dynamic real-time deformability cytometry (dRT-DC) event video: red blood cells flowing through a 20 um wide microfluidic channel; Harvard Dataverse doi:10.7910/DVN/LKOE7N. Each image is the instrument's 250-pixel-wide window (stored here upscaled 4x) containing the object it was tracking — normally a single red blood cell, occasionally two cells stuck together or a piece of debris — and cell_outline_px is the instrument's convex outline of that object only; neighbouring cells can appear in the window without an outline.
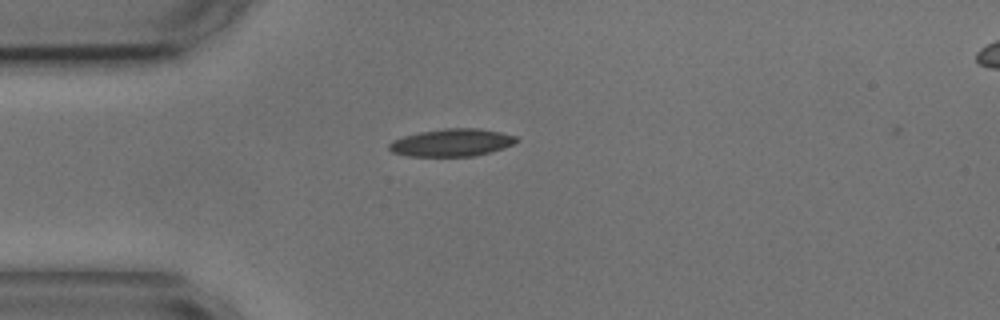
{"species": "common noctule bat (a hibernating species)", "species_latin": "Nyctalus noctula", "temperature_condition": "cold", "stored_images_in_passage": 44, "camera_frame_rate_fps": 3000, "um_per_image_px": 0.085, "animal": {"sex": "male", "body_mass_g": 17.9, "forearm_length_mm": 54.2}, "frame": {"image": 1, "passage_image": 3, "time_ms": 0.667, "image_size_px": [1000, 320], "cell_outline_px": [[520, 140], [504, 148], [476, 156], [408, 156], [392, 152], [388, 148], [388, 144], [392, 140], [404, 136], [420, 132], [444, 128], [480, 128], [500, 132], [516, 136]], "centroid_in_image_um": [38.4, 12.12], "position_along_channel_um": 46.6, "area_um2": 20.52}}
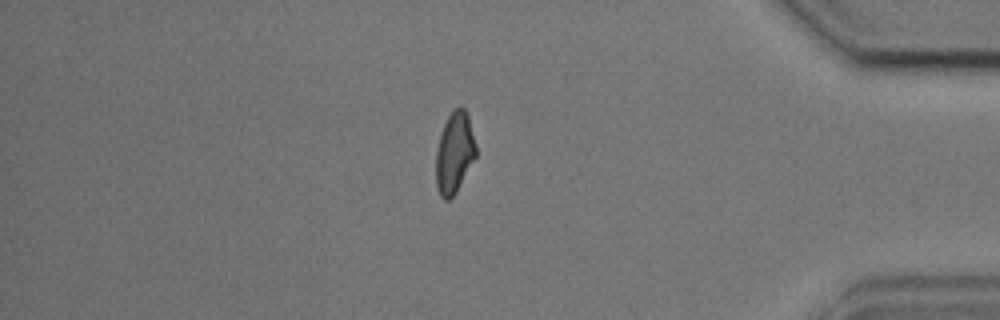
{"frame": {"image": 2, "passage_image": 36, "time_ms": 11.667, "image_size_px": [1000, 320], "cell_outline_px": [[476, 156], [456, 192], [448, 200], [444, 200], [440, 196], [436, 184], [436, 152], [440, 132], [448, 116], [460, 104], [464, 108], [468, 116], [476, 144]], "centroid_in_image_um": [38.62, 12.97], "position_along_channel_um": 396.6, "area_um2": 18.84}}
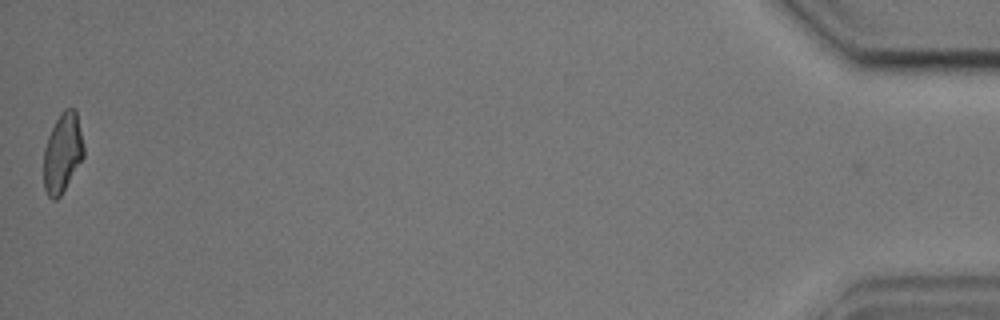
{"frame": {"image": 3, "passage_image": 44, "time_ms": 14.333, "image_size_px": [1000, 320], "cell_outline_px": [[84, 156], [60, 196], [56, 200], [52, 200], [48, 196], [44, 188], [44, 148], [48, 136], [60, 112], [64, 108], [76, 108], [84, 148]], "centroid_in_image_um": [5.31, 12.97], "position_along_channel_um": 429.9, "area_um2": 18.5}, "authors_computed_cell_mechanics": {"area_um2": 19.5942, "velocity_mm_per_s": 3.6015, "shape_relaxation_time_tau1_ms": 6.9618, "shape_relaxation_time_tau2_ms": 2.5766, "deformation_change_tau1": 0.1823, "deformation_change_tau2": 0.0949}}